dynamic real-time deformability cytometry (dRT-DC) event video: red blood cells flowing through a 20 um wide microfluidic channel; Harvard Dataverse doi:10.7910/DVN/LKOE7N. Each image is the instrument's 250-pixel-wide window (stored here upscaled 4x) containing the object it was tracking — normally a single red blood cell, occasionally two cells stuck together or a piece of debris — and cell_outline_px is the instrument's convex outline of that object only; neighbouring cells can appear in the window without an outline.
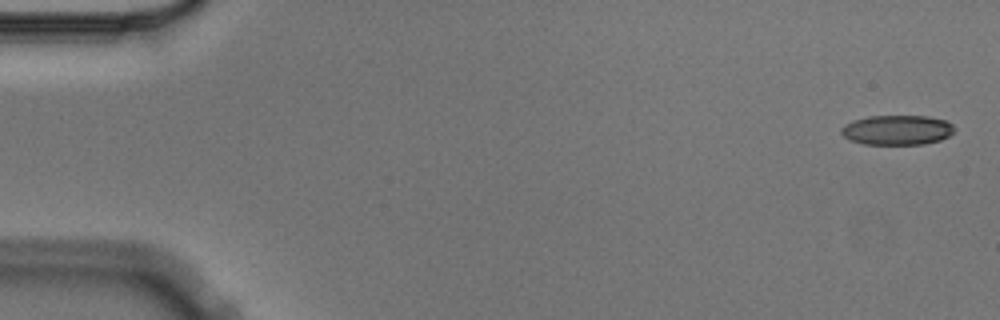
{"species": "Egyptian fruit bat (a non-hibernating species)", "species_latin": "Rousettus aegyptiacus", "temperature_condition": "cold", "stored_images_in_passage": 3, "camera_frame_rate_fps": 3000, "um_per_image_px": 0.085, "animal": {"sex": "male"}, "frame": {"image": 1, "passage_image": 1, "time_ms": 0.0, "image_size_px": [1000, 320], "cell_outline_px": [[956, 128], [948, 136], [940, 140], [924, 144], [864, 144], [848, 140], [840, 132], [840, 128], [844, 124], [852, 120], [868, 116], [928, 116], [948, 120]], "centroid_in_image_um": [76.24, 11.04], "position_along_channel_um": 8.8, "area_um2": 19.88}}